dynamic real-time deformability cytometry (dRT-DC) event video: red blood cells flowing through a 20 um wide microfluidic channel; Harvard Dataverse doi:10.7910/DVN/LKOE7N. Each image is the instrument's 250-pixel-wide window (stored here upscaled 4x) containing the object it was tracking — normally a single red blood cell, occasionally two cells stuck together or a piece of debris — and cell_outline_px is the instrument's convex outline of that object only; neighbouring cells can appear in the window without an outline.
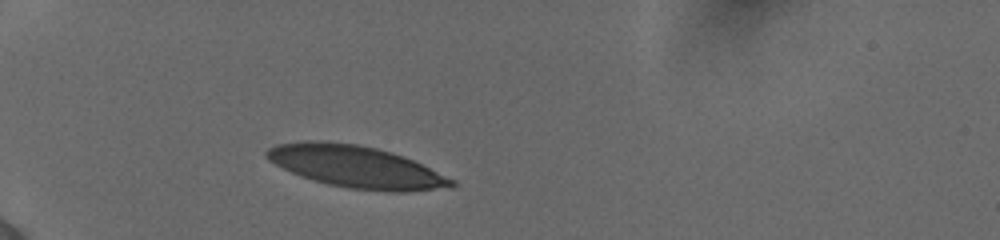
{"species": "human", "species_latin": "Homo sapiens", "temperature_condition": "cold", "stored_images_in_passage": 33, "camera_frame_rate_fps": 3000, "um_per_image_px": 0.085, "donor": {"sex": "female"}, "frame": {"image": 1, "passage_image": 1, "time_ms": 0.0, "image_size_px": [1000, 240], "cell_outline_px": [[456, 184], [452, 188], [408, 192], [384, 192], [348, 188], [328, 184], [300, 176], [268, 160], [264, 156], [264, 152], [268, 148], [276, 144], [300, 140], [320, 140], [356, 144], [376, 148], [392, 152], [404, 156], [456, 180]], "centroid_in_image_um": [30.28, 14.18], "position_along_channel_um": 54.7, "area_um2": 45.72}}
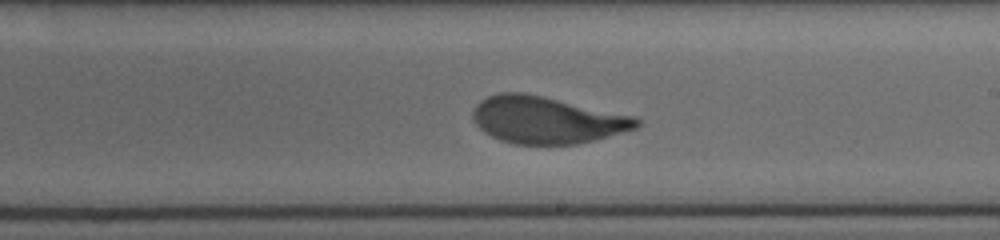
{"frame": {"image": 2, "passage_image": 18, "time_ms": 5.667, "image_size_px": [1000, 240], "cell_outline_px": [[640, 124], [636, 128], [608, 136], [576, 144], [516, 144], [500, 140], [484, 132], [476, 124], [472, 116], [472, 112], [476, 104], [480, 100], [488, 96], [500, 92], [524, 92], [544, 96], [636, 116], [640, 120]], "centroid_in_image_um": [46.46, 10.18], "position_along_channel_um": 242.5, "area_um2": 44.85}}
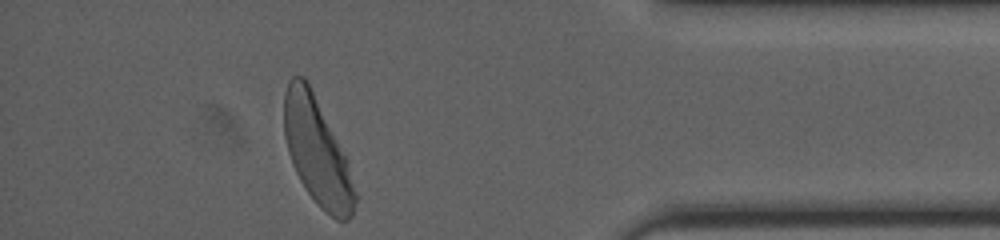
{"frame": {"image": 3, "passage_image": 33, "time_ms": 10.667, "image_size_px": [1000, 240], "cell_outline_px": [[356, 200], [352, 216], [348, 220], [336, 220], [320, 208], [308, 192], [300, 180], [292, 164], [288, 152], [284, 136], [284, 92], [288, 80], [292, 76], [304, 76], [308, 80], [344, 156], [356, 192]], "centroid_in_image_um": [26.91, 12.86], "position_along_channel_um": 408.3, "area_um2": 43.52}, "authors_computed_cell_mechanics": {"area_um2": 45.1996, "velocity_mm_per_s": 3.8497, "shape_relaxation_time_tau1_ms": 3.7722, "shape_relaxation_time_tau2_ms": null, "deformation_change_tau1": 0.2021, "deformation_change_tau2": null}}